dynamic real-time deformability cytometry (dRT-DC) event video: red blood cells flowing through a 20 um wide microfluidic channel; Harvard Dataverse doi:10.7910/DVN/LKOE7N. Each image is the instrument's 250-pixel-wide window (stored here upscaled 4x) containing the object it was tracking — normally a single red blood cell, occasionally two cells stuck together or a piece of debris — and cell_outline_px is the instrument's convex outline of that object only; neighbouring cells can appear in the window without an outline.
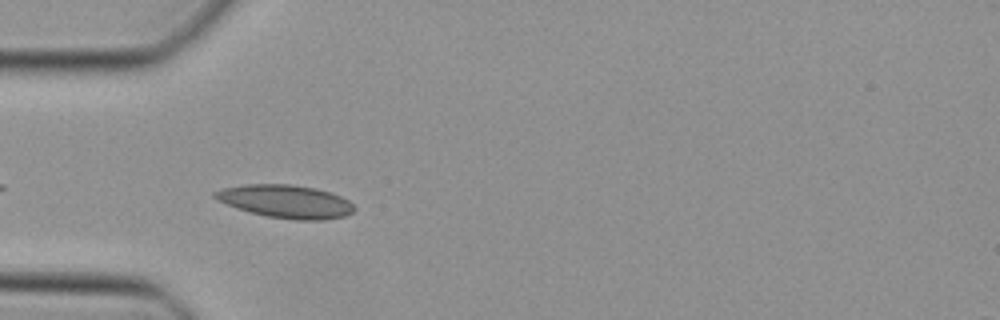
{"species": "Egyptian fruit bat (a non-hibernating species)", "species_latin": "Rousettus aegyptiacus", "temperature_condition": "cold", "stored_images_in_passage": 35, "camera_frame_rate_fps": 3000, "um_per_image_px": 0.085, "animal": {"sex": "female"}, "frame": {"image": 1, "passage_image": 2, "time_ms": 0.333, "image_size_px": [1000, 320], "cell_outline_px": [[356, 208], [352, 212], [344, 216], [324, 220], [296, 220], [268, 216], [236, 208], [212, 196], [212, 192], [224, 188], [244, 184], [292, 184], [316, 188], [332, 192], [348, 200]], "centroid_in_image_um": [24.32, 17.11], "position_along_channel_um": 60.7, "area_um2": 26.76}}
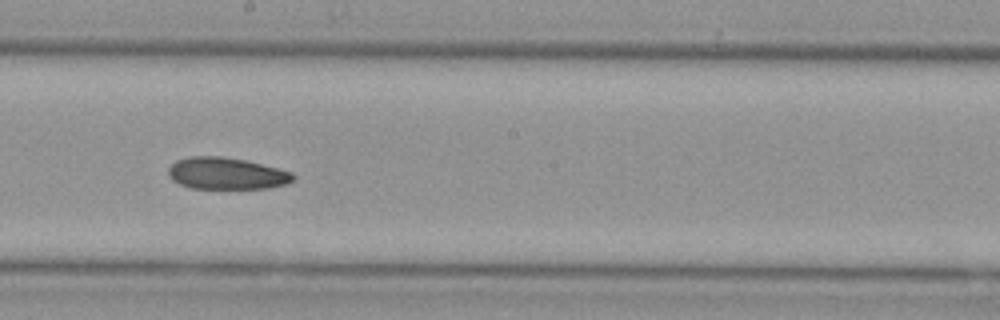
{"frame": {"image": 2, "passage_image": 14, "time_ms": 4.333, "image_size_px": [1000, 320], "cell_outline_px": [[296, 176], [288, 184], [268, 188], [192, 188], [180, 184], [172, 180], [168, 176], [168, 168], [176, 160], [188, 156], [220, 156], [244, 160], [292, 172]], "centroid_in_image_um": [19.22, 14.74], "position_along_channel_um": 229.0, "area_um2": 23.06}}
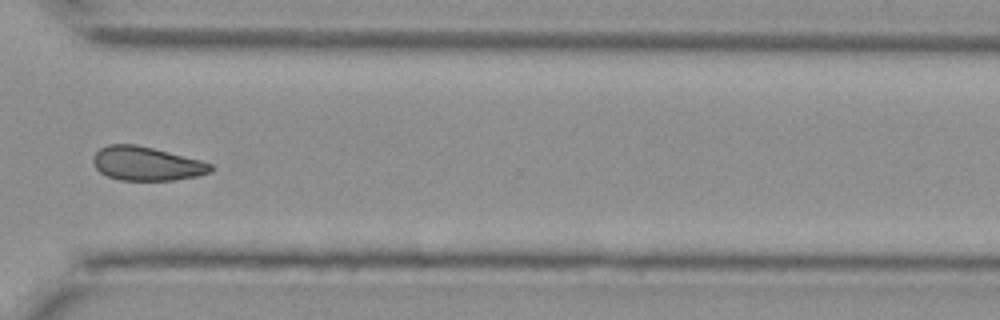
{"frame": {"image": 3, "passage_image": 23, "time_ms": 7.333, "image_size_px": [1000, 320], "cell_outline_px": [[212, 172], [196, 176], [172, 180], [120, 180], [108, 176], [100, 172], [96, 168], [92, 160], [92, 156], [100, 148], [108, 144], [136, 144], [200, 160], [212, 164]], "centroid_in_image_um": [12.43, 13.91], "position_along_channel_um": 358.2, "area_um2": 23.06}}